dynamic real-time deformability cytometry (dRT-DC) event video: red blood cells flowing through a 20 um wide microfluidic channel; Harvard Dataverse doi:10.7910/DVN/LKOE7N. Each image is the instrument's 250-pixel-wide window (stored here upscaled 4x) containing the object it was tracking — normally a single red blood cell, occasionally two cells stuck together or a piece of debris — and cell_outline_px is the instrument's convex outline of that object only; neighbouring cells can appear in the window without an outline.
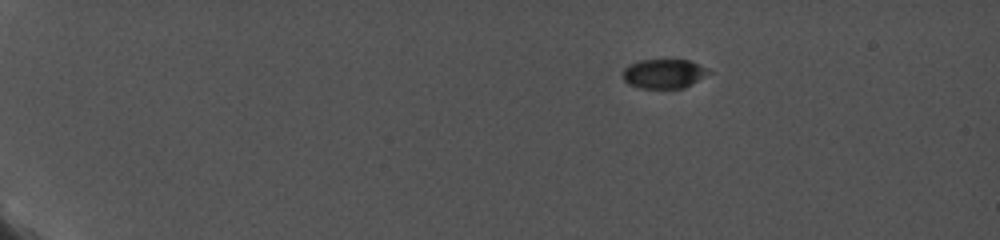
{"species": "common noctule bat (a hibernating species)", "species_latin": "Nyctalus noctula", "temperature_condition": "cold", "stored_images_in_passage": 64, "camera_frame_rate_fps": 5000, "um_per_image_px": 0.085, "animal": {"sex": "female", "body_mass_g": 19.0, "forearm_length_mm": 56.7}, "frame": {"image": 1, "passage_image": 1, "time_ms": 0.0, "image_size_px": [1000, 240], "cell_outline_px": [[712, 72], [692, 84], [684, 88], [640, 88], [628, 84], [624, 80], [624, 68], [640, 60], [688, 60]], "centroid_in_image_um": [56.42, 6.28], "position_along_channel_um": 28.6, "area_um2": 14.39}}
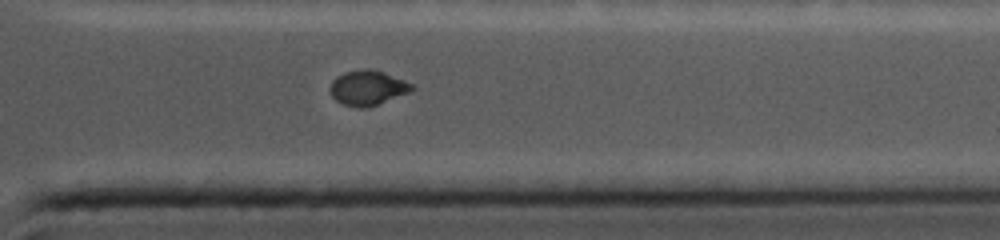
{"frame": {"image": 2, "passage_image": 54, "time_ms": 12.6, "image_size_px": [1000, 240], "cell_outline_px": [[416, 88], [408, 92], [368, 108], [360, 108], [344, 104], [336, 100], [332, 96], [328, 88], [332, 80], [336, 76], [344, 72], [364, 68], [372, 68], [384, 72], [416, 84]], "centroid_in_image_um": [31.25, 7.44], "position_along_channel_um": 380.1, "area_um2": 16.88}}
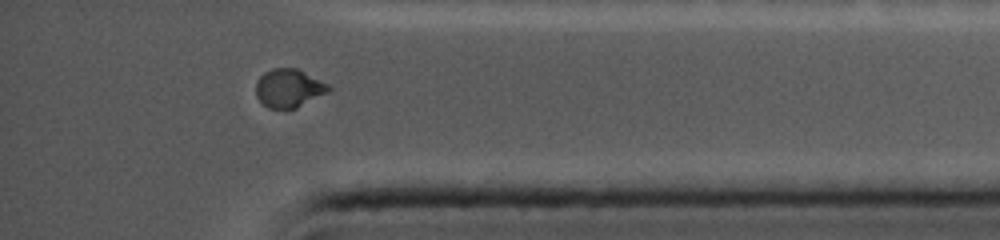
{"frame": {"image": 3, "passage_image": 58, "time_ms": 13.4, "image_size_px": [1000, 240], "cell_outline_px": [[332, 88], [328, 92], [296, 108], [268, 108], [256, 96], [256, 80], [264, 72], [272, 68], [296, 68], [328, 84]], "centroid_in_image_um": [24.53, 7.49], "position_along_channel_um": 410.7, "area_um2": 16.13}}